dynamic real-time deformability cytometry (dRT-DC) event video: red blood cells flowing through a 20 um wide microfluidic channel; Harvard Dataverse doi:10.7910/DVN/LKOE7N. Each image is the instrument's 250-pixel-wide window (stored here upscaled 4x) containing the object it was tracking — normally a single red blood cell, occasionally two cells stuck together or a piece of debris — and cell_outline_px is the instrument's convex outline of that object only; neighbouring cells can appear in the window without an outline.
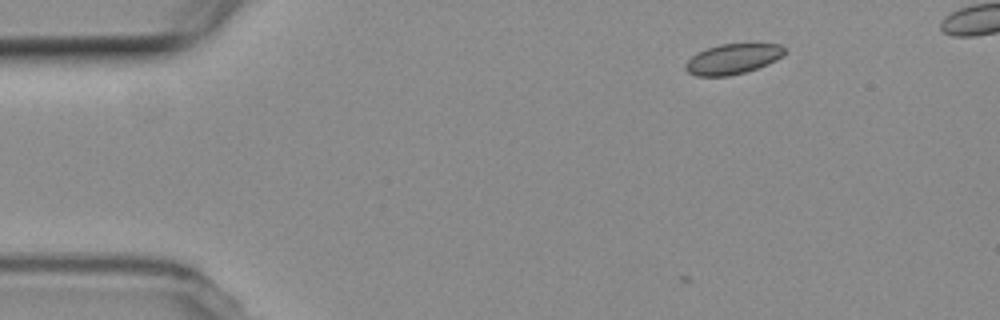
{"species": "common noctule bat (a hibernating species)", "species_latin": "Nyctalus noctula", "temperature_condition": "room temperature", "stored_images_in_passage": 38, "camera_frame_rate_fps": 3000, "um_per_image_px": 0.085, "animal": {"sex": "female", "body_mass_g": 19.3, "forearm_length_mm": 54.1}, "frame": {"image": 1, "passage_image": 1, "time_ms": 0.0, "image_size_px": [1000, 320], "cell_outline_px": [[784, 52], [776, 60], [756, 68], [744, 72], [728, 76], [696, 76], [688, 72], [684, 68], [684, 64], [696, 52], [720, 44], [780, 44], [784, 48]], "centroid_in_image_um": [62.22, 5.01], "position_along_channel_um": 22.8, "area_um2": 17.22}}
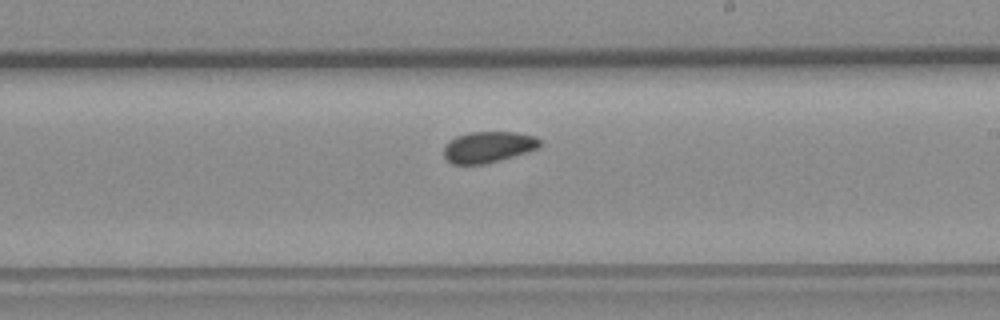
{"frame": {"image": 2, "passage_image": 25, "time_ms": 8.0, "image_size_px": [1000, 320], "cell_outline_px": [[540, 148], [528, 152], [500, 160], [484, 164], [452, 164], [444, 156], [444, 148], [456, 136], [468, 132], [516, 132], [536, 136], [540, 140]], "centroid_in_image_um": [41.54, 12.49], "position_along_channel_um": 247.5, "area_um2": 17.4}}
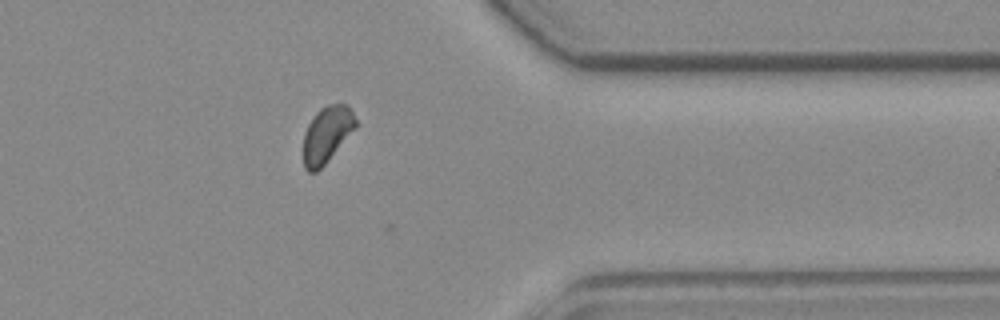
{"frame": {"image": 3, "passage_image": 37, "time_ms": 12.0, "image_size_px": [1000, 320], "cell_outline_px": [[356, 128], [324, 164], [316, 172], [308, 172], [304, 168], [304, 132], [308, 124], [316, 112], [320, 108], [328, 104], [348, 104], [356, 120]], "centroid_in_image_um": [27.78, 11.41], "position_along_channel_um": 383.6, "area_um2": 16.99}, "authors_computed_cell_mechanics": {"area_um2": 17.34, "velocity_mm_per_s": 3.7683, "shape_relaxation_time_tau1_ms": null, "shape_relaxation_time_tau2_ms": 2.4904, "deformation_change_tau1": null, "deformation_change_tau2": 0.0622}}